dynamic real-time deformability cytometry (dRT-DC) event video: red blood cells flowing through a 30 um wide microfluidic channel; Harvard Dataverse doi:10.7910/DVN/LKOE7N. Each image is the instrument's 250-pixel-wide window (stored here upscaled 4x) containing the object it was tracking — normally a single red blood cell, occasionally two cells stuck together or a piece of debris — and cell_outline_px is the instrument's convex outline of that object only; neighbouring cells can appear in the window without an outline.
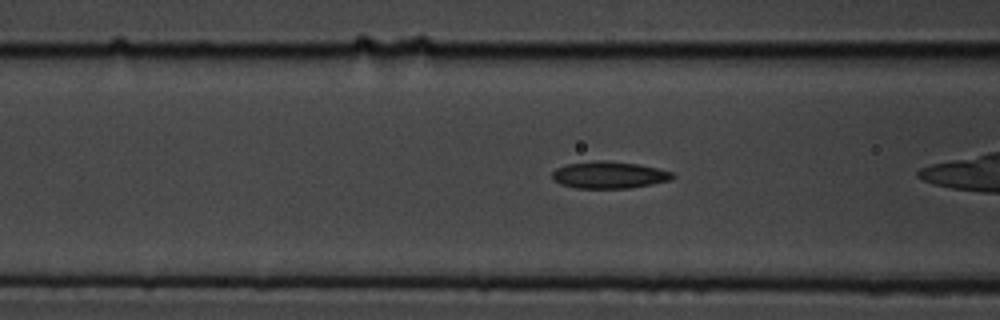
{"species": "common noctule bat (a hibernating species)", "species_latin": "Nyctalus noctula", "temperature_condition": "cold", "stored_images_in_passage": 43, "camera_frame_rate_fps": 3000, "um_per_image_px": 0.085, "animal": {"sex": "male", "body_mass_g": 19.5, "forearm_length_mm": 54.6}, "frame": {"image": 1, "passage_image": 19, "time_ms": 6.0, "image_size_px": [1000, 320], "cell_outline_px": [[676, 176], [668, 180], [652, 184], [628, 188], [576, 188], [560, 184], [552, 180], [552, 172], [556, 168], [564, 164], [596, 160], [608, 160], [636, 164], [656, 168], [672, 172]], "centroid_in_image_um": [51.71, 14.86], "position_along_channel_um": 114.9, "area_um2": 18.96}}
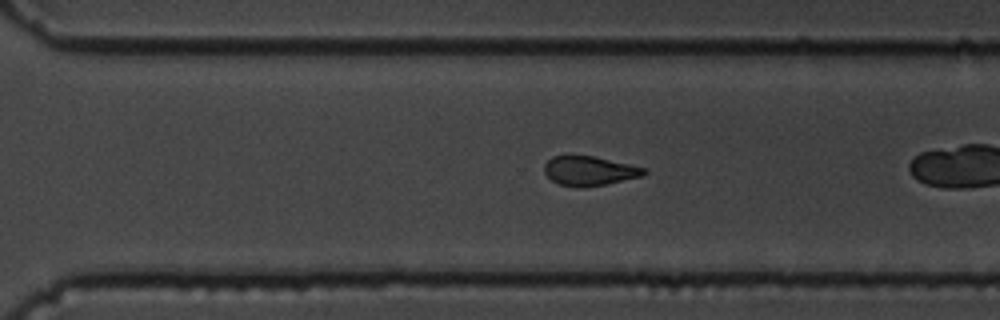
{"frame": {"image": 2, "passage_image": 37, "time_ms": 12.0, "image_size_px": [1000, 320], "cell_outline_px": [[648, 172], [640, 176], [604, 184], [580, 188], [560, 184], [552, 180], [544, 172], [544, 164], [552, 156], [592, 156], [628, 164], [644, 168]], "centroid_in_image_um": [50.05, 14.52], "position_along_channel_um": 320.6, "area_um2": 16.65}}